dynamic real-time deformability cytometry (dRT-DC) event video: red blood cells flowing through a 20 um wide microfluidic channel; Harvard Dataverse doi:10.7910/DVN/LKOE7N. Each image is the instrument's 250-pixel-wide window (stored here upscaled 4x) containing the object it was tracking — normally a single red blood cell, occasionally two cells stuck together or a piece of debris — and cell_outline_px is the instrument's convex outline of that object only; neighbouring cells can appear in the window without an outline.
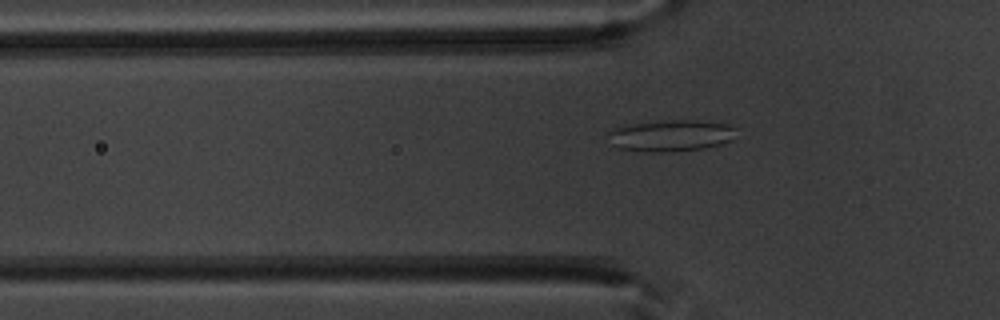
{"species": "common noctule bat (a hibernating species)", "species_latin": "Nyctalus noctula", "temperature_condition": "warm", "stored_images_in_passage": 45, "camera_frame_rate_fps": 3000, "um_per_image_px": 0.085, "animal": {"sex": "male", "body_mass_g": 20.1, "forearm_length_mm": 53.5}, "frame": {"image": 1, "passage_image": 11, "time_ms": 3.333, "image_size_px": [1000, 320], "cell_outline_px": [[736, 128], [732, 140], [720, 144], [704, 148], [672, 152], [652, 152], [620, 148], [612, 144], [604, 132], [624, 124], [672, 120], [692, 120], [728, 124]], "centroid_in_image_um": [56.97, 11.52], "position_along_channel_um": 68.8, "area_um2": 23.64}}
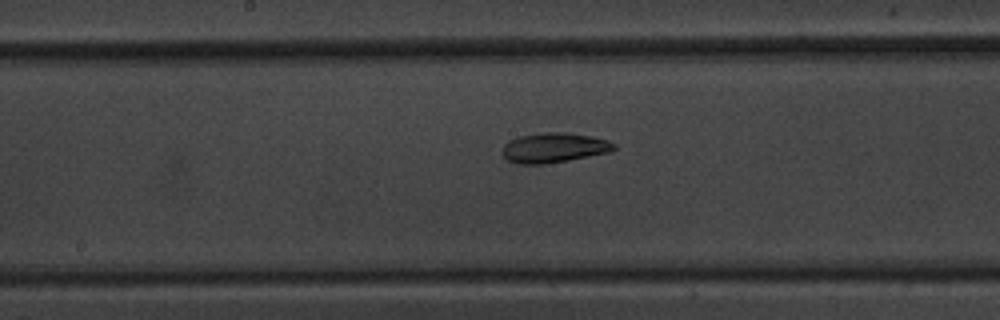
{"frame": {"image": 2, "passage_image": 21, "time_ms": 6.667, "image_size_px": [1000, 320], "cell_outline_px": [[616, 148], [608, 152], [568, 160], [544, 164], [516, 164], [508, 160], [500, 152], [504, 144], [508, 140], [520, 136], [544, 132], [568, 132], [592, 136], [608, 140], [616, 144]], "centroid_in_image_um": [47.05, 12.55], "position_along_channel_um": 201.1, "area_um2": 19.54}}
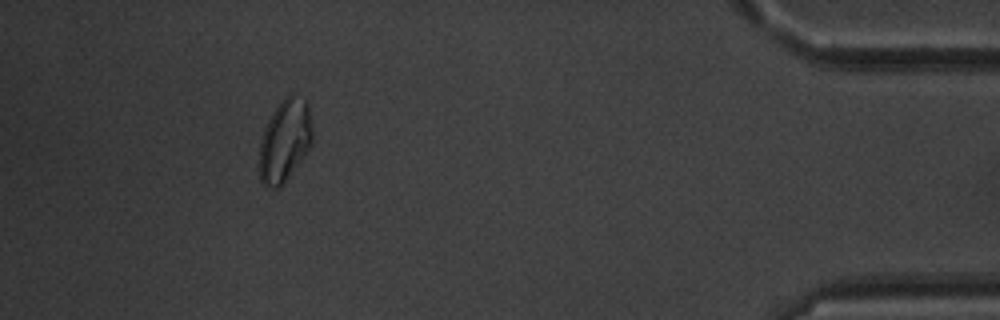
{"frame": {"image": 3, "passage_image": 41, "time_ms": 13.333, "image_size_px": [1000, 320], "cell_outline_px": [[312, 144], [284, 184], [280, 188], [272, 188], [264, 184], [260, 180], [260, 140], [264, 128], [272, 112], [280, 100], [284, 96], [292, 92], [304, 100], [308, 104], [312, 128]], "centroid_in_image_um": [24.21, 11.93], "position_along_channel_um": 411.0, "area_um2": 25.61}, "authors_computed_cell_mechanics": {"area_um2": 20.6924, "velocity_mm_per_s": 3.9706, "shape_relaxation_time_tau1_ms": 4.782, "shape_relaxation_time_tau2_ms": 5.9057, "deformation_change_tau1": 0.1213, "deformation_change_tau2": 0.1182}}